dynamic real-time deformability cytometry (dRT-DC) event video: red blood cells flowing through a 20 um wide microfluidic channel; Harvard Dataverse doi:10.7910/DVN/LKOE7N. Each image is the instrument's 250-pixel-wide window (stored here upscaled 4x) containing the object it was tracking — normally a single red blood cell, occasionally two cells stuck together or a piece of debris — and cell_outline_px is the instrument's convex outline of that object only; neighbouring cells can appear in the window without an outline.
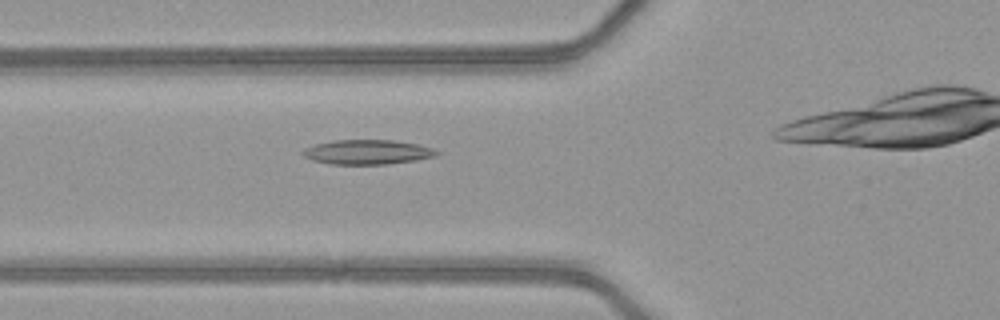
{"species": "common noctule bat (a hibernating species)", "species_latin": "Nyctalus noctula", "temperature_condition": "warm", "stored_images_in_passage": 25, "camera_frame_rate_fps": 3000, "um_per_image_px": 0.085, "animal": {"sex": "female", "body_mass_g": 21.9}, "frame": {"image": 1, "passage_image": 9, "time_ms": 2.667, "image_size_px": [1000, 320], "cell_outline_px": [[440, 152], [436, 156], [416, 160], [388, 164], [328, 164], [312, 160], [304, 156], [300, 152], [304, 148], [316, 144], [332, 140], [392, 140], [420, 144], [432, 148]], "centroid_in_image_um": [31.22, 12.92], "position_along_channel_um": 94.6, "area_um2": 19.31}}
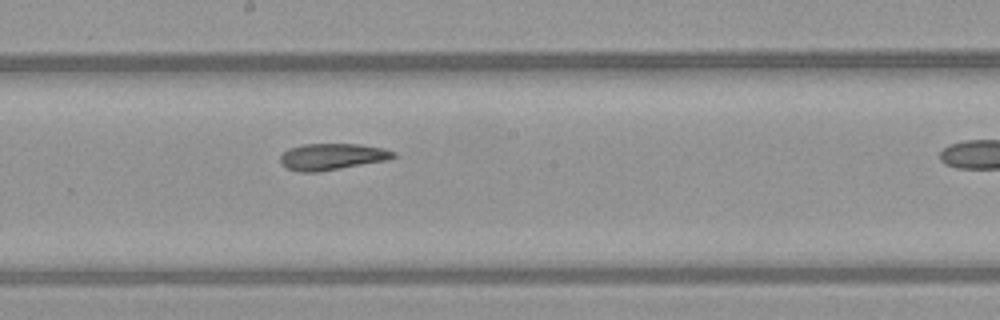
{"frame": {"image": 2, "passage_image": 18, "time_ms": 5.667, "image_size_px": [1000, 320], "cell_outline_px": [[396, 156], [384, 160], [316, 172], [300, 172], [288, 168], [280, 160], [280, 156], [288, 148], [304, 144], [360, 144], [384, 148], [396, 152]], "centroid_in_image_um": [28.21, 13.3], "position_along_channel_um": 220.0, "area_um2": 17.11}}
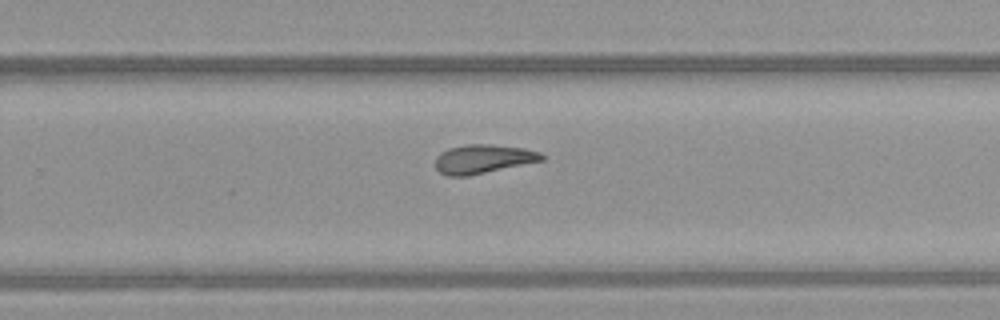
{"frame": {"image": 3, "passage_image": 23, "time_ms": 7.333, "image_size_px": [1000, 320], "cell_outline_px": [[544, 160], [468, 176], [448, 176], [440, 172], [436, 168], [436, 156], [440, 152], [448, 148], [468, 144], [492, 144], [524, 148], [540, 152], [544, 156]], "centroid_in_image_um": [41.05, 13.5], "position_along_channel_um": 288.7, "area_um2": 17.92}}